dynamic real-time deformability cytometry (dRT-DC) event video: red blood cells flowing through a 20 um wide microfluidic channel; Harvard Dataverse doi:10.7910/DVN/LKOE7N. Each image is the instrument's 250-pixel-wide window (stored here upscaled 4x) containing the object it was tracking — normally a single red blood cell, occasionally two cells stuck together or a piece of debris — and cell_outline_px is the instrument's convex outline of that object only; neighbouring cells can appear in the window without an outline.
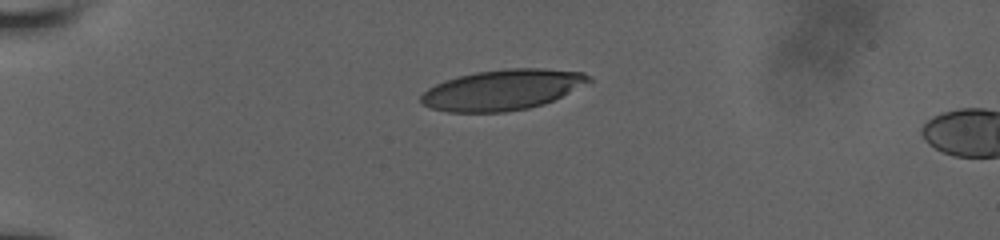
{"species": "human", "species_latin": "Homo sapiens", "temperature_condition": "room temperature", "stored_images_in_passage": 7, "camera_frame_rate_fps": 3000, "um_per_image_px": 0.085, "donor": {"sex": "male"}, "frame": {"image": 1, "passage_image": 1, "time_ms": 0.0, "image_size_px": [1000, 240], "cell_outline_px": [[592, 80], [544, 104], [528, 108], [504, 112], [448, 112], [428, 108], [420, 100], [420, 96], [428, 88], [444, 80], [476, 72], [508, 68], [540, 68], [584, 72], [592, 76]], "centroid_in_image_um": [42.67, 7.63], "position_along_channel_um": 42.3, "area_um2": 39.42}}